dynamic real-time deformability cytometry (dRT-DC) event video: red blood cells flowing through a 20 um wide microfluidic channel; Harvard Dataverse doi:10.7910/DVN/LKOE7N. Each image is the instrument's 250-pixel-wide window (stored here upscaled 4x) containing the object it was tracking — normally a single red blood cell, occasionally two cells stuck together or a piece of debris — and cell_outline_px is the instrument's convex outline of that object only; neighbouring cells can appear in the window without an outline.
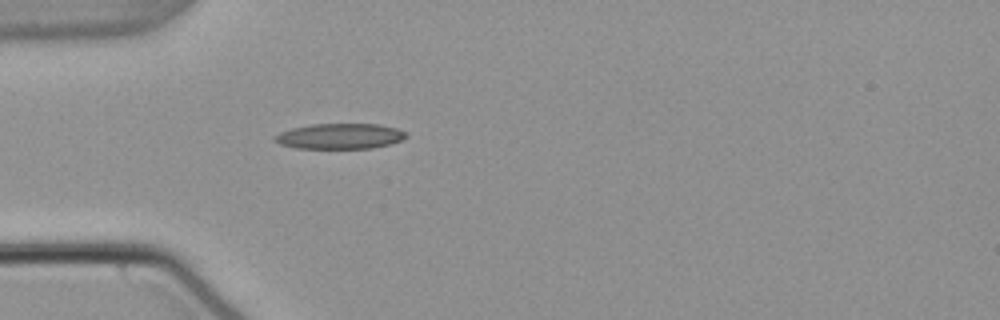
{"species": "common noctule bat (a hibernating species)", "species_latin": "Nyctalus noctula", "temperature_condition": "warm", "stored_images_in_passage": 39, "camera_frame_rate_fps": 3000, "um_per_image_px": 0.085, "animal": {"sex": "male", "body_mass_g": 21.5, "forearm_length_mm": 52.0}, "frame": {"image": 1, "passage_image": 1, "time_ms": 0.0, "image_size_px": [1000, 320], "cell_outline_px": [[408, 136], [400, 140], [388, 144], [372, 148], [296, 148], [280, 144], [272, 140], [272, 136], [280, 132], [292, 128], [312, 124], [380, 124], [396, 128], [404, 132]], "centroid_in_image_um": [28.84, 11.57], "position_along_channel_um": 56.2, "area_um2": 19.42}}
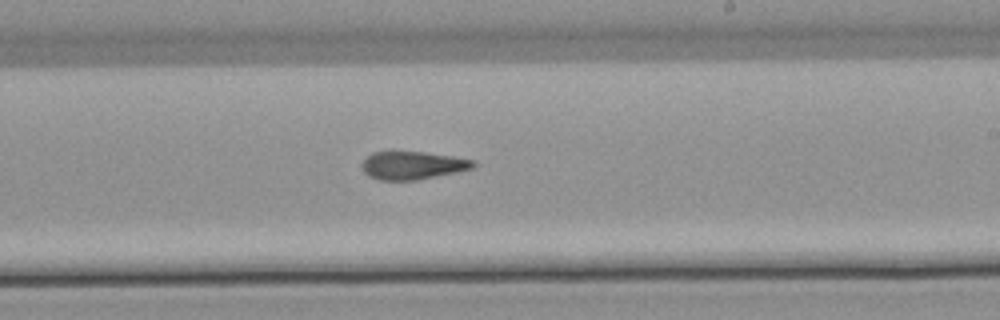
{"frame": {"image": 2, "passage_image": 17, "time_ms": 5.333, "image_size_px": [1000, 320], "cell_outline_px": [[476, 164], [472, 168], [456, 172], [416, 180], [380, 180], [368, 176], [364, 172], [360, 164], [372, 152], [392, 148], [424, 152], [452, 156], [476, 160]], "centroid_in_image_um": [35.01, 14.01], "position_along_channel_um": 254.0, "area_um2": 18.84}}
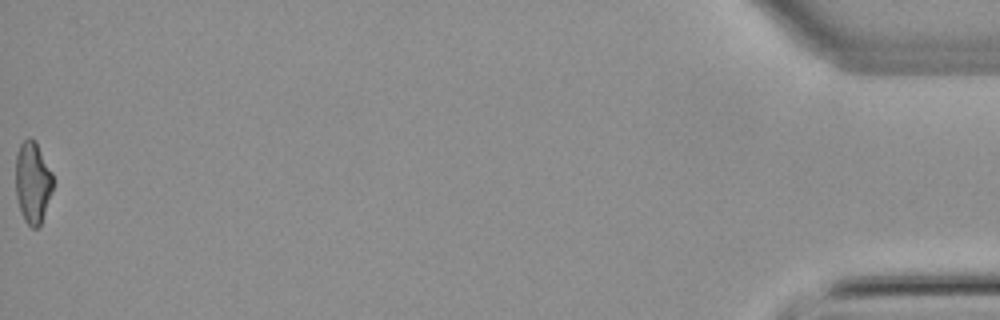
{"frame": {"image": 3, "passage_image": 39, "time_ms": 12.667, "image_size_px": [1000, 320], "cell_outline_px": [[52, 192], [40, 224], [36, 228], [32, 228], [24, 220], [16, 196], [16, 156], [20, 144], [28, 136], [36, 140], [52, 172]], "centroid_in_image_um": [2.78, 15.46], "position_along_channel_um": 432.4, "area_um2": 17.69}, "authors_computed_cell_mechanics": {"area_um2": 18.8428, "velocity_mm_per_s": 3.826, "shape_relaxation_time_tau1_ms": 11.1899, "shape_relaxation_time_tau2_ms": 3.8132, "deformation_change_tau1": 0.2732, "deformation_change_tau2": 0.1409}}